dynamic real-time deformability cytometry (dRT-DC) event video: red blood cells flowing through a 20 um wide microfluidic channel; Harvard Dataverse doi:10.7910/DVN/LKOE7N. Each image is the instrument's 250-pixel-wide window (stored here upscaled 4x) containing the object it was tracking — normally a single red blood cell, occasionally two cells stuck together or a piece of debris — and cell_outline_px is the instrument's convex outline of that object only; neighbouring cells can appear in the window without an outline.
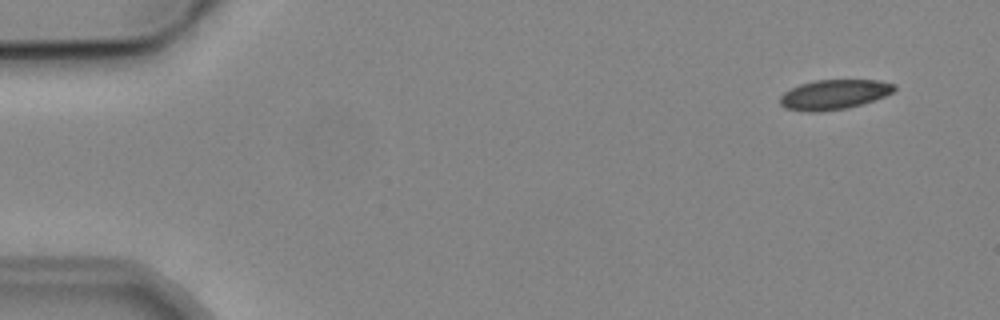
{"species": "common noctule bat (a hibernating species)", "species_latin": "Nyctalus noctula", "temperature_condition": "cold", "stored_images_in_passage": 5, "camera_frame_rate_fps": 3000, "um_per_image_px": 0.085, "animal": {"sex": "male", "body_mass_g": 19.2, "forearm_length_mm": 51.8}, "frame": {"image": 1, "passage_image": 1, "time_ms": 0.0, "image_size_px": [1000, 320], "cell_outline_px": [[896, 88], [892, 92], [884, 96], [848, 108], [820, 112], [808, 112], [784, 108], [780, 104], [780, 96], [784, 92], [800, 84], [816, 80], [880, 80], [896, 84]], "centroid_in_image_um": [70.88, 8.03], "position_along_channel_um": 14.1, "area_um2": 19.83}}
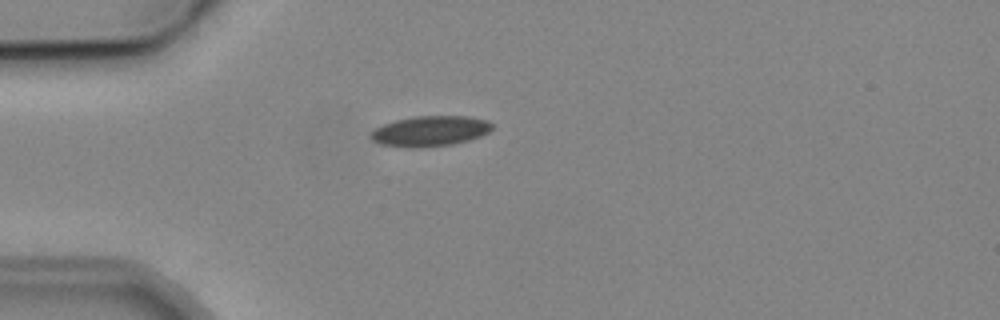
{"frame": {"image": 2, "passage_image": 4, "time_ms": 3.667, "image_size_px": [1000, 320], "cell_outline_px": [[492, 128], [488, 132], [480, 136], [468, 140], [452, 144], [416, 148], [412, 148], [380, 144], [372, 140], [372, 132], [376, 128], [384, 124], [396, 120], [416, 116], [468, 116], [488, 120], [492, 124]], "centroid_in_image_um": [36.58, 11.14], "position_along_channel_um": 48.4, "area_um2": 21.27}}